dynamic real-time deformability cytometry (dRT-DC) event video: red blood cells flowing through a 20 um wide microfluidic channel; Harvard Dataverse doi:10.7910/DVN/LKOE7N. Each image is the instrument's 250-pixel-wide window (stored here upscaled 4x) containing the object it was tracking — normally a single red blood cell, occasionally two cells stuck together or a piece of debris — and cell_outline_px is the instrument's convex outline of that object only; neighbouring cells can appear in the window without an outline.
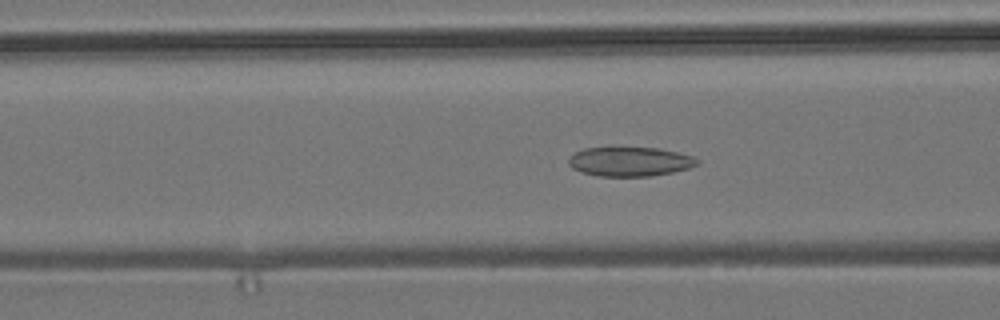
{"species": "common noctule bat (a hibernating species)", "species_latin": "Nyctalus noctula", "temperature_condition": "room temperature", "stored_images_in_passage": 56, "camera_frame_rate_fps": 3000, "um_per_image_px": 0.085, "animal": {"sex": "male", "body_mass_g": 19.2, "forearm_length_mm": 51.8}, "frame": {"image": 1, "passage_image": 22, "time_ms": 7.0, "image_size_px": [1000, 320], "cell_outline_px": [[700, 164], [688, 168], [672, 172], [652, 176], [600, 176], [580, 172], [572, 168], [568, 164], [568, 160], [576, 152], [584, 148], [612, 144], [660, 148], [692, 156], [700, 160]], "centroid_in_image_um": [53.51, 13.68], "position_along_channel_um": 113.1, "area_um2": 22.95}}
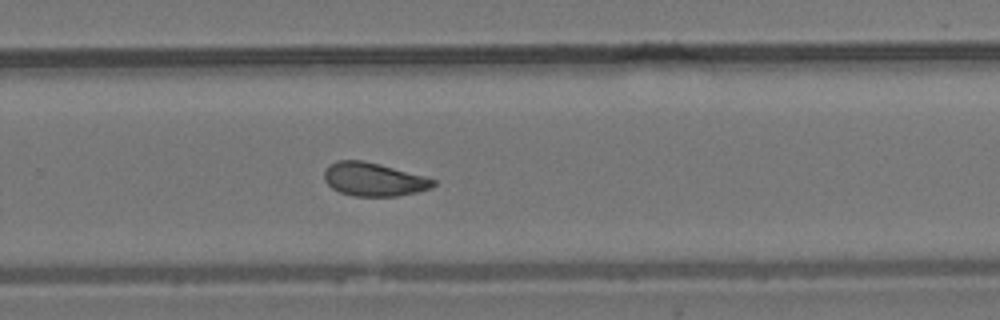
{"frame": {"image": 2, "passage_image": 37, "time_ms": 12.0, "image_size_px": [1000, 320], "cell_outline_px": [[436, 184], [432, 188], [416, 192], [396, 196], [352, 196], [340, 192], [332, 188], [324, 180], [324, 172], [328, 164], [336, 160], [364, 160], [380, 164], [424, 176], [436, 180]], "centroid_in_image_um": [31.74, 15.24], "position_along_channel_um": 298.1, "area_um2": 21.33}}
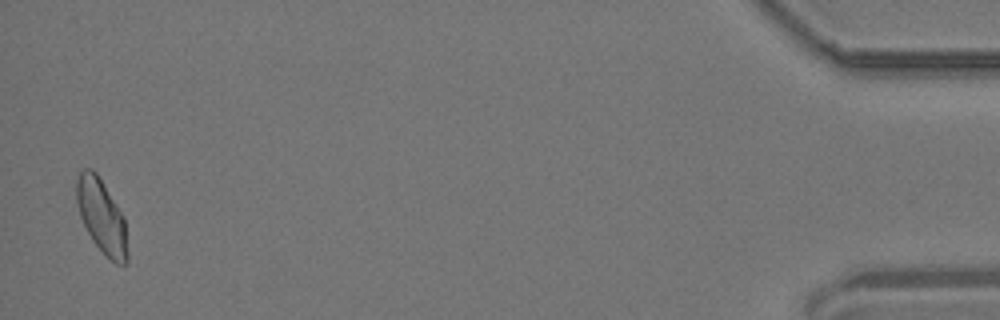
{"frame": {"image": 3, "passage_image": 55, "time_ms": 18.0, "image_size_px": [1000, 320], "cell_outline_px": [[128, 264], [116, 264], [92, 240], [80, 216], [76, 200], [76, 180], [80, 172], [84, 168], [92, 168], [96, 172], [124, 216], [128, 252]], "centroid_in_image_um": [8.64, 18.37], "position_along_channel_um": 426.6, "area_um2": 21.73}, "authors_computed_cell_mechanics": {"area_um2": 21.8773, "velocity_mm_per_s": 3.7003, "shape_relaxation_time_tau1_ms": 8.3964, "shape_relaxation_time_tau2_ms": 2.2895, "deformation_change_tau1": 0.168, "deformation_change_tau2": 0.0891}}